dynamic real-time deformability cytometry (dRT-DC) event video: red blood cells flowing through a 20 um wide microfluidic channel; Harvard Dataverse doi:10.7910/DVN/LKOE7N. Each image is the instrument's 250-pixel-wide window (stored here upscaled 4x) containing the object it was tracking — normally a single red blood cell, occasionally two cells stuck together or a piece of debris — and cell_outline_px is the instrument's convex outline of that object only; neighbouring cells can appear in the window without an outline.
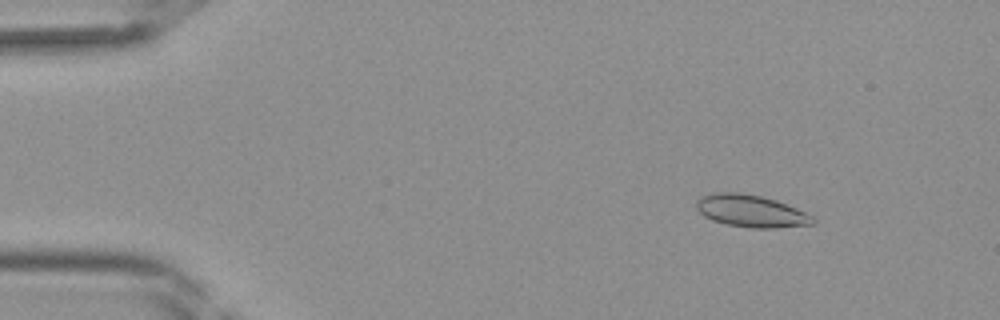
{"species": "Egyptian fruit bat (a non-hibernating species)", "species_latin": "Rousettus aegyptiacus", "temperature_condition": "room temperature", "stored_images_in_passage": 42, "camera_frame_rate_fps": 3000, "um_per_image_px": 0.085, "frame": {"image": 1, "passage_image": 6, "time_ms": 1.667, "image_size_px": [1000, 320], "cell_outline_px": [[816, 224], [776, 228], [748, 228], [728, 224], [712, 220], [704, 216], [696, 208], [696, 200], [712, 192], [740, 192], [760, 196], [776, 200], [796, 208], [812, 216], [816, 220]], "centroid_in_image_um": [63.84, 17.94], "position_along_channel_um": 21.2, "area_um2": 21.91}}
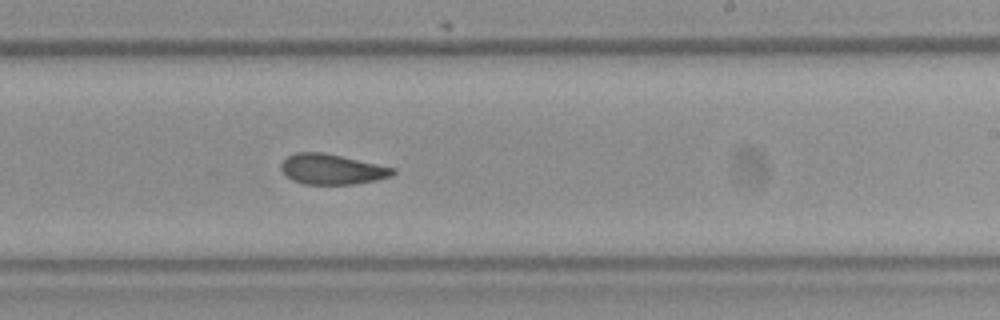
{"frame": {"image": 2, "passage_image": 26, "time_ms": 8.333, "image_size_px": [1000, 320], "cell_outline_px": [[396, 172], [392, 176], [376, 180], [356, 184], [304, 184], [292, 180], [280, 168], [280, 164], [288, 156], [296, 152], [320, 152], [340, 156], [396, 168]], "centroid_in_image_um": [28.23, 14.39], "position_along_channel_um": 260.8, "area_um2": 19.59}}
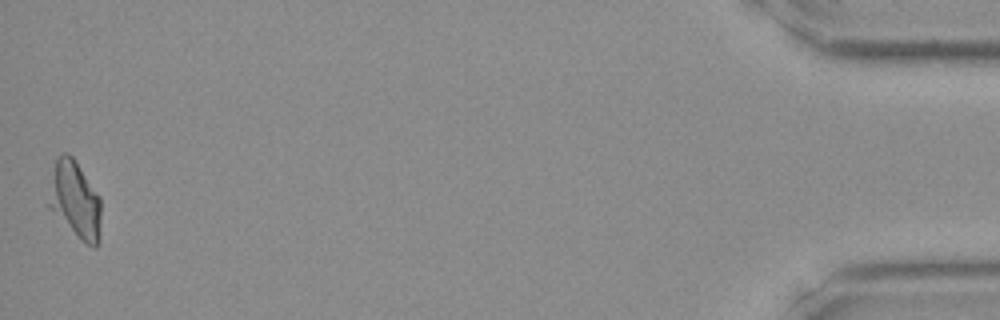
{"frame": {"image": 3, "passage_image": 42, "time_ms": 13.667, "image_size_px": [1000, 320], "cell_outline_px": [[100, 244], [96, 248], [88, 244], [48, 208], [48, 204], [56, 156], [64, 152], [68, 152], [72, 156], [100, 196]], "centroid_in_image_um": [6.41, 16.97], "position_along_channel_um": 428.8, "area_um2": 22.89}}